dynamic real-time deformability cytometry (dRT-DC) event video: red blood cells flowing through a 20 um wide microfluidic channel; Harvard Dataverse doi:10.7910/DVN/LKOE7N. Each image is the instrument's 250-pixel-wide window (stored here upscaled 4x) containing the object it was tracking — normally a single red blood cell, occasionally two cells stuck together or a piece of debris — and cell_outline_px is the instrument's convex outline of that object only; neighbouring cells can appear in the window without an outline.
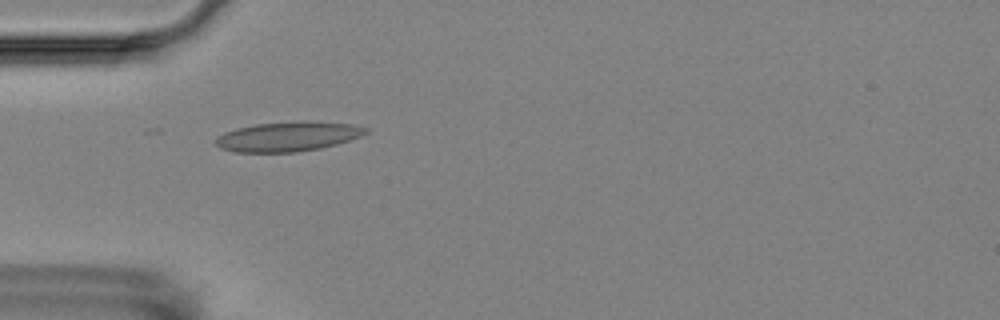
{"species": "Egyptian fruit bat (a non-hibernating species)", "species_latin": "Rousettus aegyptiacus", "temperature_condition": "room temperature", "stored_images_in_passage": 6, "camera_frame_rate_fps": 3000, "um_per_image_px": 0.085, "animal": {"sex": "female"}, "frame": {"image": 1, "passage_image": 4, "time_ms": 4.333, "image_size_px": [1000, 320], "cell_outline_px": [[368, 132], [360, 136], [336, 144], [320, 148], [296, 152], [232, 152], [220, 148], [212, 140], [216, 136], [224, 132], [236, 128], [256, 124], [296, 120], [304, 120], [352, 124], [368, 128]], "centroid_in_image_um": [24.42, 11.59], "position_along_channel_um": 60.6, "area_um2": 26.24}}
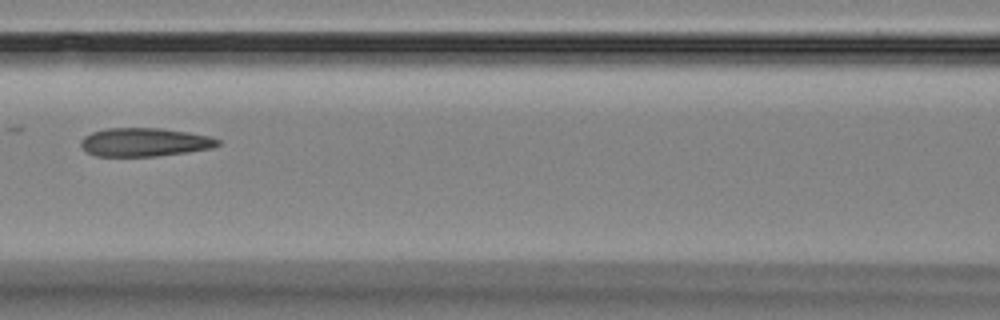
{"frame": {"image": 2, "passage_image": 6, "time_ms": 7.0, "image_size_px": [1000, 320], "cell_outline_px": [[220, 144], [212, 148], [188, 152], [156, 156], [96, 156], [88, 152], [80, 144], [80, 140], [84, 136], [92, 132], [104, 128], [160, 128], [188, 132], [212, 136], [220, 140]], "centroid_in_image_um": [12.31, 12.08], "position_along_channel_um": 154.3, "area_um2": 22.83}}